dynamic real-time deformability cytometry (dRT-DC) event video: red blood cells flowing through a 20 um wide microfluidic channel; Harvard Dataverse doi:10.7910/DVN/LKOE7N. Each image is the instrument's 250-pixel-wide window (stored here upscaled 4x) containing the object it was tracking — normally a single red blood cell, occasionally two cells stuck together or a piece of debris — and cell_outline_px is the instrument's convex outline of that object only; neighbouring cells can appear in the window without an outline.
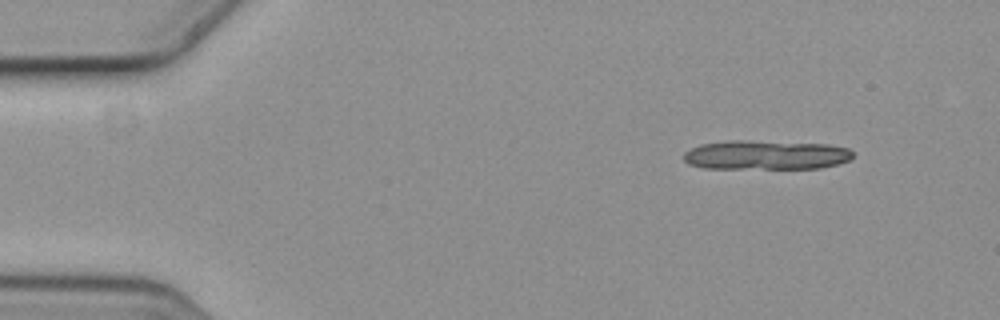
{"species": "common noctule bat (a hibernating species)", "species_latin": "Nyctalus noctula", "temperature_condition": "cold", "stored_images_in_passage": 5, "segment_of_instrument_passage": [1, 3], "camera_frame_rate_fps": 3000, "um_per_image_px": 0.085, "animal": {"sex": "female", "body_mass_g": 19.3, "forearm_length_mm": 54.1}, "frame": {"image": 1, "passage_image": 1, "time_ms": 0.0, "image_size_px": [1000, 320], "cell_outline_px": [[852, 160], [840, 164], [820, 168], [704, 168], [688, 164], [684, 160], [684, 152], [700, 144], [724, 140], [748, 140], [828, 144], [848, 148], [852, 152]], "centroid_in_image_um": [65.11, 13.17], "position_along_channel_um": 19.9, "area_um2": 29.19}}